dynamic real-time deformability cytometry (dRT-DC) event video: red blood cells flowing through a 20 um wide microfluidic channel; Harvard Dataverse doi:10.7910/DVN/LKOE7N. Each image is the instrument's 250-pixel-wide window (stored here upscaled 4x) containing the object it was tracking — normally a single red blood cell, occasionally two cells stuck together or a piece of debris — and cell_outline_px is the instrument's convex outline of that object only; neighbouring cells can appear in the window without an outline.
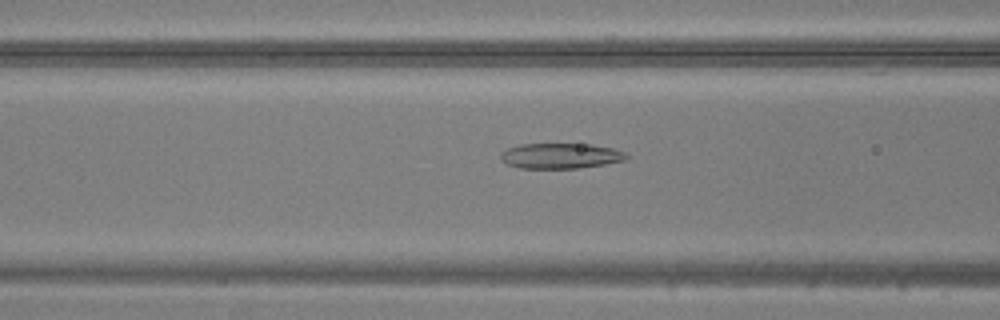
{"species": "common noctule bat (a hibernating species)", "species_latin": "Nyctalus noctula", "temperature_condition": "warm", "stored_images_in_passage": 48, "camera_frame_rate_fps": 3000, "um_per_image_px": 0.085, "animal": {"sex": "male", "body_mass_g": 20.5, "forearm_length_mm": 52.5}, "frame": {"image": 1, "passage_image": 19, "time_ms": 6.0, "image_size_px": [1000, 320], "cell_outline_px": [[628, 160], [580, 168], [520, 168], [508, 164], [500, 160], [500, 152], [508, 148], [520, 144], [592, 144], [612, 148], [624, 152], [628, 156]], "centroid_in_image_um": [47.64, 13.25], "position_along_channel_um": 119.0, "area_um2": 18.67}}
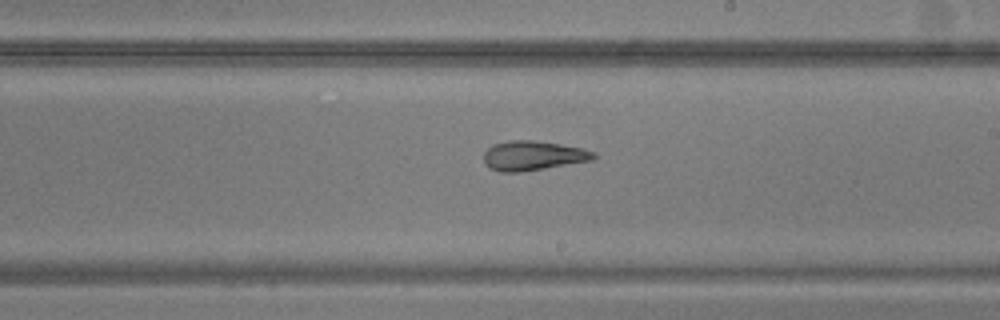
{"frame": {"image": 2, "passage_image": 28, "time_ms": 9.0, "image_size_px": [1000, 320], "cell_outline_px": [[596, 156], [592, 160], [520, 172], [500, 172], [488, 168], [484, 164], [484, 152], [492, 144], [508, 140], [532, 140], [560, 144], [580, 148], [596, 152]], "centroid_in_image_um": [45.25, 13.23], "position_along_channel_um": 243.8, "area_um2": 18.9}}
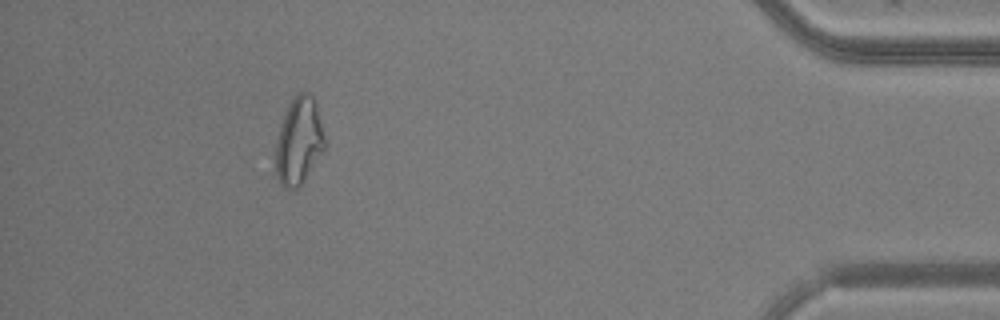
{"frame": {"image": 3, "passage_image": 44, "time_ms": 14.333, "image_size_px": [1000, 320], "cell_outline_px": [[324, 152], [300, 188], [284, 188], [280, 184], [276, 176], [276, 144], [280, 124], [288, 104], [296, 92], [308, 92], [312, 96], [316, 104], [324, 136]], "centroid_in_image_um": [25.4, 12.01], "position_along_channel_um": 409.8, "area_um2": 25.14}}